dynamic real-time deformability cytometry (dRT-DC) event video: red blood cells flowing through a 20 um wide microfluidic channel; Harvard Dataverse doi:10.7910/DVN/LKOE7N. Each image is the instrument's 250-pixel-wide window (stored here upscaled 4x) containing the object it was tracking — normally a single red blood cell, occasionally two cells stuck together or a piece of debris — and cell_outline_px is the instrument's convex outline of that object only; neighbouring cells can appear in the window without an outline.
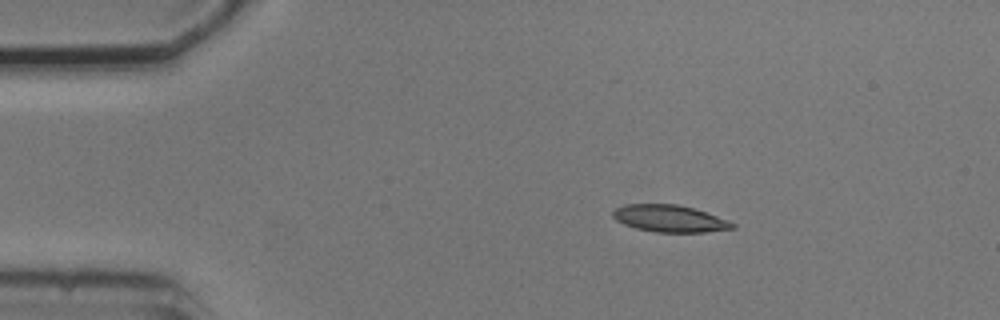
{"species": "common noctule bat (a hibernating species)", "species_latin": "Nyctalus noctula", "temperature_condition": "cold", "stored_images_in_passage": 5, "camera_frame_rate_fps": 3000, "um_per_image_px": 0.085, "animal": {"sex": "male", "body_mass_g": 20.5, "forearm_length_mm": 52.5}, "frame": {"image": 1, "passage_image": 3, "time_ms": 2.333, "image_size_px": [1000, 320], "cell_outline_px": [[736, 228], [704, 232], [656, 232], [636, 228], [624, 224], [616, 220], [612, 216], [612, 212], [616, 208], [628, 204], [676, 204], [692, 208], [728, 220], [736, 224]], "centroid_in_image_um": [56.91, 18.58], "position_along_channel_um": 28.1, "area_um2": 18.61}}